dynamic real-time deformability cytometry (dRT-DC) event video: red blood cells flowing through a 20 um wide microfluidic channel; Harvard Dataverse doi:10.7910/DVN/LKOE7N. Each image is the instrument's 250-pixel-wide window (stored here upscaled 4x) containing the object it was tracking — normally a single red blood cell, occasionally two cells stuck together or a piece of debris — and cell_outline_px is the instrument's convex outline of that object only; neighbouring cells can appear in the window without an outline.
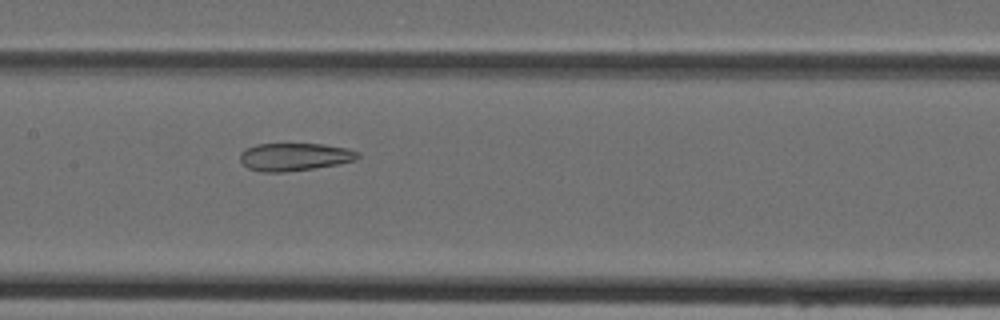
{"species": "Egyptian fruit bat (a non-hibernating species)", "species_latin": "Rousettus aegyptiacus", "temperature_condition": "cold", "stored_images_in_passage": 35, "camera_frame_rate_fps": 3000, "um_per_image_px": 0.085, "animal": {"sex": "female"}, "frame": {"image": 1, "passage_image": 19, "time_ms": 6.0, "image_size_px": [1000, 320], "cell_outline_px": [[360, 156], [356, 160], [340, 164], [284, 172], [260, 172], [248, 168], [240, 160], [240, 152], [244, 148], [256, 144], [324, 144], [348, 148], [360, 152]], "centroid_in_image_um": [25.05, 13.32], "position_along_channel_um": 182.4, "area_um2": 19.25}}
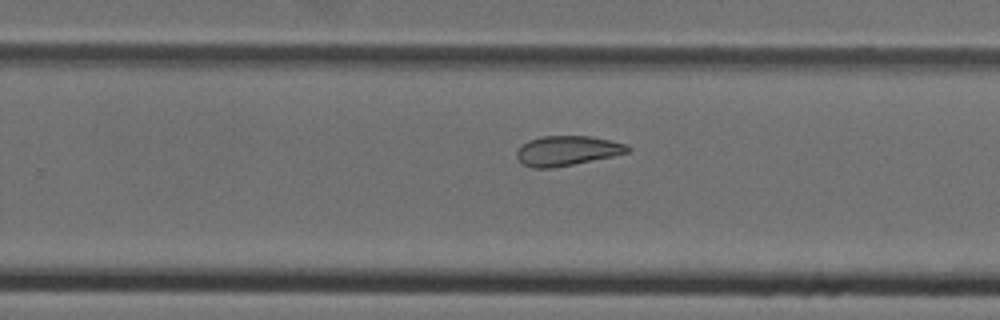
{"frame": {"image": 2, "passage_image": 26, "time_ms": 8.333, "image_size_px": [1000, 320], "cell_outline_px": [[632, 148], [628, 152], [612, 156], [552, 168], [532, 168], [524, 164], [516, 156], [516, 152], [528, 140], [540, 136], [592, 136], [628, 144]], "centroid_in_image_um": [48.23, 12.8], "position_along_channel_um": 281.6, "area_um2": 19.13}}
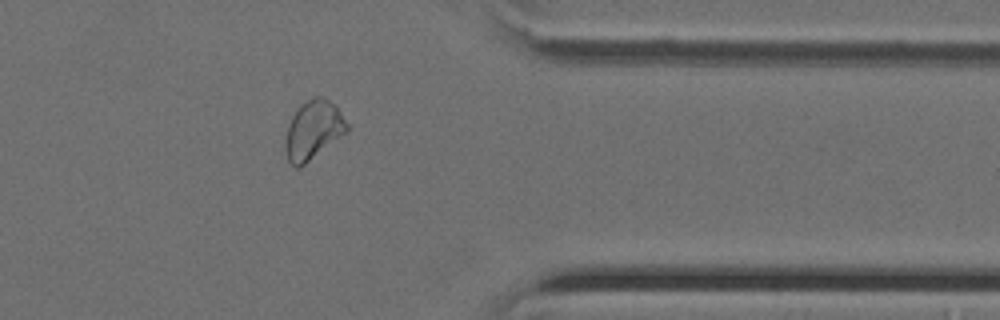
{"frame": {"image": 3, "passage_image": 34, "time_ms": 11.0, "image_size_px": [1000, 320], "cell_outline_px": [[348, 128], [344, 132], [300, 168], [296, 168], [288, 160], [288, 124], [292, 116], [300, 104], [316, 96], [320, 96], [336, 104], [348, 124]], "centroid_in_image_um": [26.65, 11.0], "position_along_channel_um": 384.8, "area_um2": 20.17}}